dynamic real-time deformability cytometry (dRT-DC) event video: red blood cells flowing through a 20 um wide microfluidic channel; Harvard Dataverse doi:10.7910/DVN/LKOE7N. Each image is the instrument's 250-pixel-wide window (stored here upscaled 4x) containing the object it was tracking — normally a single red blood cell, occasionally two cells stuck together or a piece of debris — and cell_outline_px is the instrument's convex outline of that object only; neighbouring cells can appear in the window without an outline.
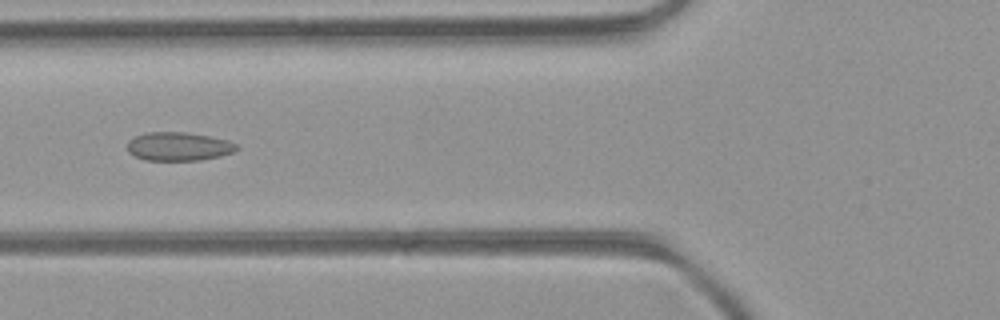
{"species": "common noctule bat (a hibernating species)", "species_latin": "Nyctalus noctula", "temperature_condition": "room temperature", "stored_images_in_passage": 48, "camera_frame_rate_fps": 3000, "um_per_image_px": 0.085, "animal": {"sex": "female", "body_mass_g": 21.9}, "frame": {"image": 1, "passage_image": 18, "time_ms": 5.667, "image_size_px": [1000, 320], "cell_outline_px": [[240, 148], [232, 152], [220, 156], [200, 160], [144, 160], [128, 152], [128, 140], [136, 136], [148, 132], [184, 132], [208, 136], [228, 140], [236, 144]], "centroid_in_image_um": [15.18, 12.45], "position_along_channel_um": 110.6, "area_um2": 18.09}}
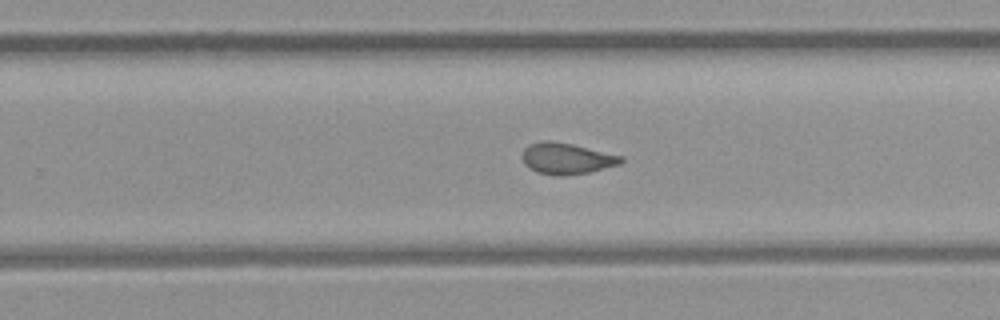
{"frame": {"image": 2, "passage_image": 30, "time_ms": 9.667, "image_size_px": [1000, 320], "cell_outline_px": [[624, 160], [620, 164], [588, 172], [560, 176], [556, 176], [536, 172], [528, 168], [524, 164], [524, 148], [528, 144], [540, 140], [552, 140], [572, 144], [624, 156]], "centroid_in_image_um": [48.15, 13.46], "position_along_channel_um": 281.6, "area_um2": 18.03}}
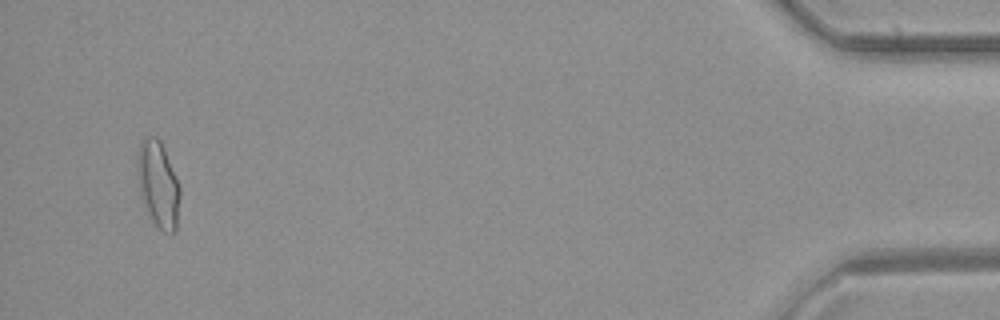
{"frame": {"image": 3, "passage_image": 46, "time_ms": 15.0, "image_size_px": [1000, 320], "cell_outline_px": [[180, 196], [176, 232], [164, 232], [152, 220], [144, 200], [140, 188], [140, 144], [144, 136], [156, 136], [160, 140], [164, 148], [180, 184]], "centroid_in_image_um": [13.53, 15.67], "position_along_channel_um": 421.7, "area_um2": 20.46}, "authors_computed_cell_mechanics": {"area_um2": 18.5538, "velocity_mm_per_s": 4.2678, "shape_relaxation_time_tau1_ms": null, "shape_relaxation_time_tau2_ms": 1.8071, "deformation_change_tau1": null, "deformation_change_tau2": 0.0619}}